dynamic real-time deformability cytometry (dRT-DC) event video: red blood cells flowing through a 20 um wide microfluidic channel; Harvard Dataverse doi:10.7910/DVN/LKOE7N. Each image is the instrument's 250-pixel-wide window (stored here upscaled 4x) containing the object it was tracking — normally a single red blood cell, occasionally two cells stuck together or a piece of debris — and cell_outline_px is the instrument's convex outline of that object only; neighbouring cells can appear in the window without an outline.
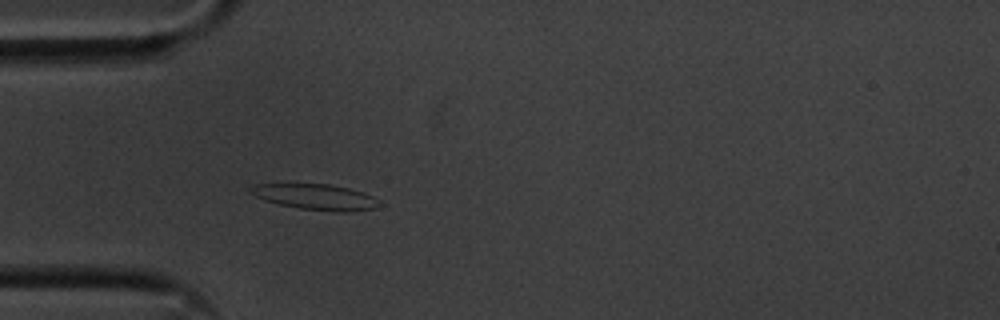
{"species": "common noctule bat (a hibernating species)", "species_latin": "Nyctalus noctula", "temperature_condition": "cold", "stored_images_in_passage": 45, "camera_frame_rate_fps": 3000, "um_per_image_px": 0.085, "animal": {"sex": "male", "body_mass_g": 20.1, "forearm_length_mm": 53.5}, "frame": {"image": 1, "passage_image": 6, "time_ms": 1.667, "image_size_px": [1000, 320], "cell_outline_px": [[380, 200], [376, 208], [348, 212], [340, 212], [300, 208], [280, 204], [264, 200], [248, 192], [248, 188], [252, 184], [328, 184], [348, 188], [364, 192]], "centroid_in_image_um": [26.81, 16.73], "position_along_channel_um": 58.2, "area_um2": 19.19}}
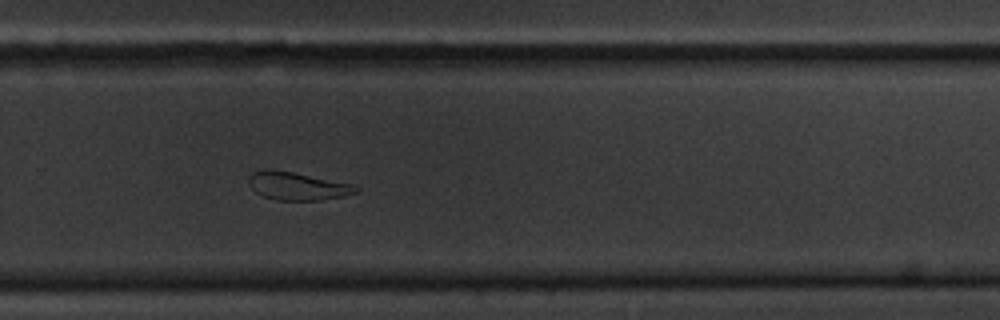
{"frame": {"image": 2, "passage_image": 27, "time_ms": 8.667, "image_size_px": [1000, 320], "cell_outline_px": [[360, 192], [344, 196], [320, 200], [276, 200], [264, 196], [256, 192], [248, 184], [248, 176], [252, 172], [264, 168], [268, 168], [292, 172], [352, 184], [360, 188]], "centroid_in_image_um": [25.26, 15.81], "position_along_channel_um": 304.5, "area_um2": 17.57}}
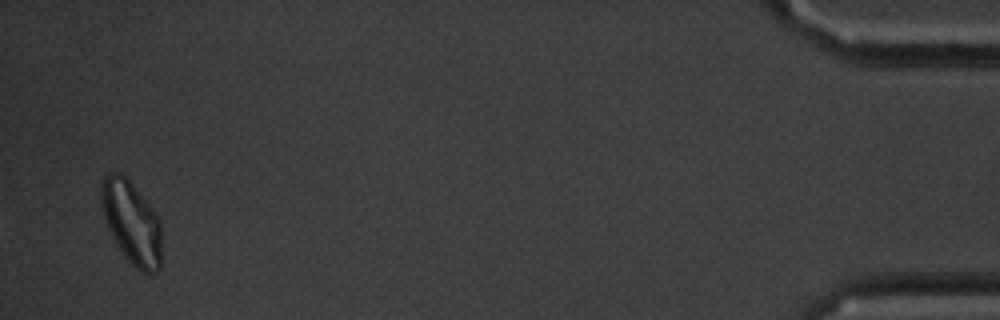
{"frame": {"image": 3, "passage_image": 44, "time_ms": 14.333, "image_size_px": [1000, 320], "cell_outline_px": [[160, 268], [156, 272], [144, 272], [136, 268], [124, 256], [116, 244], [108, 228], [100, 204], [100, 184], [104, 176], [112, 172], [120, 172], [128, 180], [152, 208], [160, 220]], "centroid_in_image_um": [11.15, 18.89], "position_along_channel_um": 424.1, "area_um2": 28.9}, "authors_computed_cell_mechanics": {"area_um2": 18.785, "velocity_mm_per_s": 3.5648, "shape_relaxation_time_tau1_ms": null, "shape_relaxation_time_tau2_ms": 11.3763, "deformation_change_tau1": null, "deformation_change_tau2": 0.2046}}